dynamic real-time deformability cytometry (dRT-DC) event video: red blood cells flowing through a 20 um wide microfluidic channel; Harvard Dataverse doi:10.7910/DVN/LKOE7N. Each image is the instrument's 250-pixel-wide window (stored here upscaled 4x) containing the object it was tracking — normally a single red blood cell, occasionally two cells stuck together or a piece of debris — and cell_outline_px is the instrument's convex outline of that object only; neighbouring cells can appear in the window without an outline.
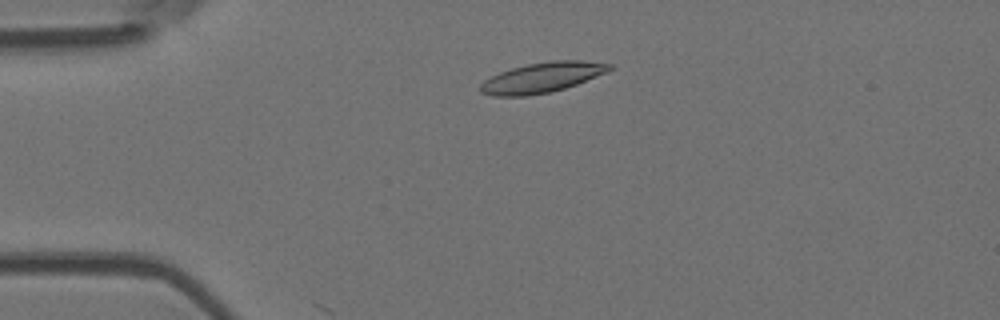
{"species": "Egyptian fruit bat (a non-hibernating species)", "species_latin": "Rousettus aegyptiacus", "temperature_condition": "room temperature", "stored_images_in_passage": 12, "camera_frame_rate_fps": 3000, "um_per_image_px": 0.085, "animal": {"sex": "female"}, "frame": {"image": 1, "passage_image": 9, "time_ms": 2.667, "image_size_px": [1000, 320], "cell_outline_px": [[612, 68], [608, 72], [576, 84], [552, 92], [524, 96], [492, 96], [480, 92], [480, 84], [484, 80], [500, 72], [512, 68], [528, 64], [552, 60], [580, 60], [612, 64]], "centroid_in_image_um": [46.07, 6.59], "position_along_channel_um": 38.9, "area_um2": 22.6}}